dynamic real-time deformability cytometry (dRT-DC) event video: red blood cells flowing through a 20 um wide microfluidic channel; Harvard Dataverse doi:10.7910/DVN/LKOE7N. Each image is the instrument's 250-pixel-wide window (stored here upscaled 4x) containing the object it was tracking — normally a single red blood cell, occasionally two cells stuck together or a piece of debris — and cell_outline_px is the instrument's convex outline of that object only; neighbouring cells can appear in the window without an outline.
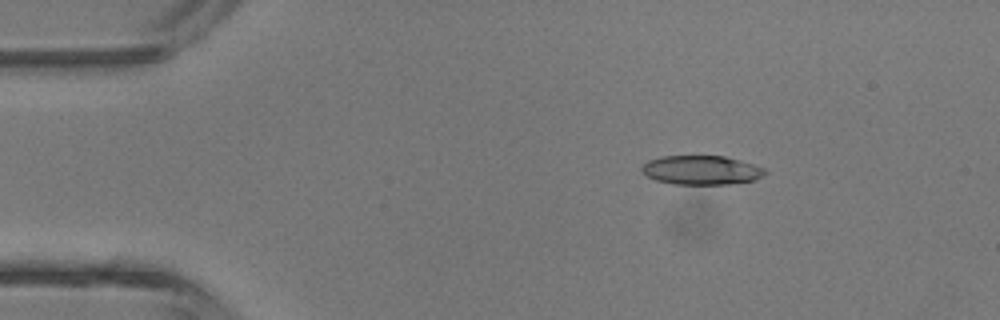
{"species": "common noctule bat (a hibernating species)", "species_latin": "Nyctalus noctula", "temperature_condition": "room temperature", "stored_images_in_passage": 2, "camera_frame_rate_fps": 3000, "um_per_image_px": 0.085, "animal": {"sex": "male", "body_mass_g": 13.3}, "frame": {"image": 1, "passage_image": 1, "time_ms": 0.0, "image_size_px": [1000, 320], "cell_outline_px": [[768, 172], [764, 176], [756, 180], [728, 184], [676, 184], [656, 180], [648, 176], [640, 168], [648, 160], [664, 156], [724, 156], [740, 160], [764, 168]], "centroid_in_image_um": [59.66, 14.46], "position_along_channel_um": 25.3, "area_um2": 20.81}}